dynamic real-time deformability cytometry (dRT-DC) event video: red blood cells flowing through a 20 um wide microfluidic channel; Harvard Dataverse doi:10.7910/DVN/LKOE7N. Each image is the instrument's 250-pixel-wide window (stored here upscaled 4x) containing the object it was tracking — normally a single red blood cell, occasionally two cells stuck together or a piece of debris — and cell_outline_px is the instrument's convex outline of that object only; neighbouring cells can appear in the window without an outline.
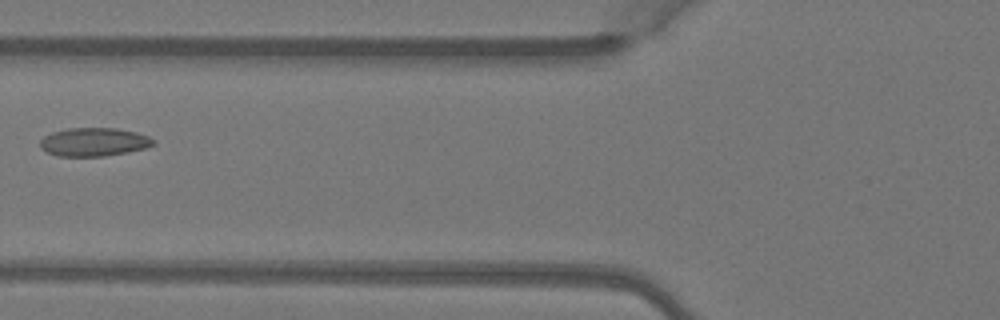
{"species": "Egyptian fruit bat (a non-hibernating species)", "species_latin": "Rousettus aegyptiacus", "temperature_condition": "warm", "stored_images_in_passage": 3, "camera_frame_rate_fps": 3000, "um_per_image_px": 0.085, "animal": {"sex": "female"}, "frame": {"image": 1, "passage_image": 3, "time_ms": 0.667, "image_size_px": [1000, 320], "cell_outline_px": [[156, 144], [144, 148], [128, 152], [104, 156], [56, 156], [40, 148], [40, 140], [44, 136], [52, 132], [68, 128], [116, 128], [136, 132], [148, 136], [156, 140]], "centroid_in_image_um": [7.99, 12.06], "position_along_channel_um": 117.8, "area_um2": 18.84}}